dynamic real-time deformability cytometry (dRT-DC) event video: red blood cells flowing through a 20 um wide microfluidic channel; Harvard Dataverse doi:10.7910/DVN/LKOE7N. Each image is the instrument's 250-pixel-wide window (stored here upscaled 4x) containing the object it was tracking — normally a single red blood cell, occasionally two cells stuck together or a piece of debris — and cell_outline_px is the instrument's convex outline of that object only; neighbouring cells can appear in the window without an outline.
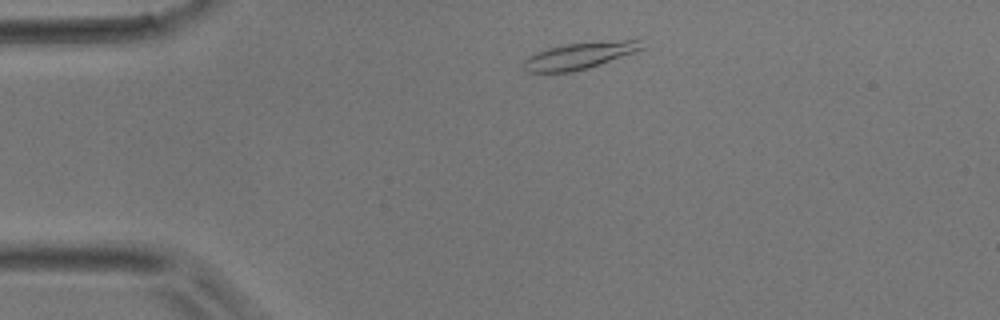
{"species": "common noctule bat (a hibernating species)", "species_latin": "Nyctalus noctula", "temperature_condition": "room temperature", "stored_images_in_passage": 40, "camera_frame_rate_fps": 3000, "um_per_image_px": 0.085, "animal": {"sex": "male", "body_mass_g": 17.9}, "frame": {"image": 1, "passage_image": 1, "time_ms": 0.0, "image_size_px": [1000, 320], "cell_outline_px": [[644, 48], [588, 68], [572, 72], [524, 72], [520, 68], [524, 60], [528, 56], [536, 52], [548, 48], [564, 44], [624, 40], [640, 40]], "centroid_in_image_um": [49.14, 4.75], "position_along_channel_um": 35.9, "area_um2": 18.15}}
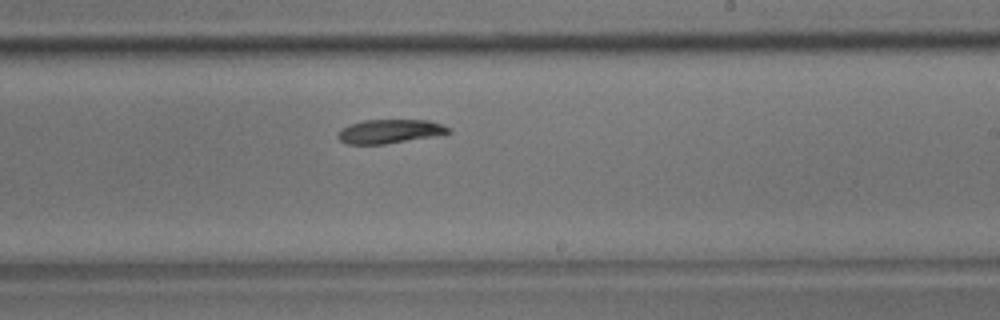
{"frame": {"image": 2, "passage_image": 20, "time_ms": 6.333, "image_size_px": [1000, 320], "cell_outline_px": [[452, 132], [432, 136], [384, 144], [348, 144], [340, 140], [336, 136], [340, 128], [348, 124], [364, 120], [428, 120], [452, 128]], "centroid_in_image_um": [33.08, 11.16], "position_along_channel_um": 255.9, "area_um2": 15.37}}
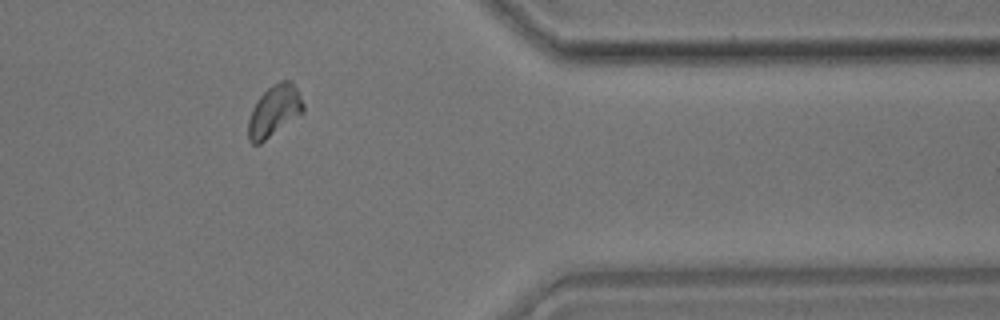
{"frame": {"image": 3, "passage_image": 31, "time_ms": 10.0, "image_size_px": [1000, 320], "cell_outline_px": [[304, 112], [260, 144], [252, 144], [248, 140], [248, 120], [252, 108], [256, 100], [272, 84], [280, 80], [292, 80], [304, 104]], "centroid_in_image_um": [23.3, 9.42], "position_along_channel_um": 388.1, "area_um2": 16.53}}